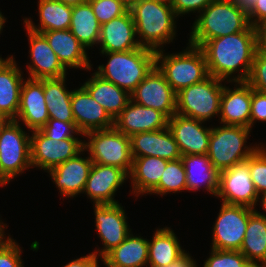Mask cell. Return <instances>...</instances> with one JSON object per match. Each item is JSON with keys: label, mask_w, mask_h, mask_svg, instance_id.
<instances>
[{"label": "cell", "mask_w": 266, "mask_h": 267, "mask_svg": "<svg viewBox=\"0 0 266 267\" xmlns=\"http://www.w3.org/2000/svg\"><path fill=\"white\" fill-rule=\"evenodd\" d=\"M6 19L5 16L2 14V12L0 11V34L3 31V28L5 27V23H6Z\"/></svg>", "instance_id": "obj_55"}, {"label": "cell", "mask_w": 266, "mask_h": 267, "mask_svg": "<svg viewBox=\"0 0 266 267\" xmlns=\"http://www.w3.org/2000/svg\"><path fill=\"white\" fill-rule=\"evenodd\" d=\"M130 12L141 47L156 52L176 40L178 17L171 3L162 0H140Z\"/></svg>", "instance_id": "obj_2"}, {"label": "cell", "mask_w": 266, "mask_h": 267, "mask_svg": "<svg viewBox=\"0 0 266 267\" xmlns=\"http://www.w3.org/2000/svg\"><path fill=\"white\" fill-rule=\"evenodd\" d=\"M176 94L155 65L130 96L133 102L158 110L170 119L176 114Z\"/></svg>", "instance_id": "obj_14"}, {"label": "cell", "mask_w": 266, "mask_h": 267, "mask_svg": "<svg viewBox=\"0 0 266 267\" xmlns=\"http://www.w3.org/2000/svg\"><path fill=\"white\" fill-rule=\"evenodd\" d=\"M83 147L93 163L117 166L130 173L133 157L130 137L115 127L105 130H94L83 135Z\"/></svg>", "instance_id": "obj_9"}, {"label": "cell", "mask_w": 266, "mask_h": 267, "mask_svg": "<svg viewBox=\"0 0 266 267\" xmlns=\"http://www.w3.org/2000/svg\"><path fill=\"white\" fill-rule=\"evenodd\" d=\"M210 76L230 83L246 82L255 52L259 48V28L205 41L201 46Z\"/></svg>", "instance_id": "obj_1"}, {"label": "cell", "mask_w": 266, "mask_h": 267, "mask_svg": "<svg viewBox=\"0 0 266 267\" xmlns=\"http://www.w3.org/2000/svg\"><path fill=\"white\" fill-rule=\"evenodd\" d=\"M248 10L256 0H232Z\"/></svg>", "instance_id": "obj_50"}, {"label": "cell", "mask_w": 266, "mask_h": 267, "mask_svg": "<svg viewBox=\"0 0 266 267\" xmlns=\"http://www.w3.org/2000/svg\"><path fill=\"white\" fill-rule=\"evenodd\" d=\"M188 192H197L203 187L208 194L217 196L219 172L213 167L207 154L182 155Z\"/></svg>", "instance_id": "obj_27"}, {"label": "cell", "mask_w": 266, "mask_h": 267, "mask_svg": "<svg viewBox=\"0 0 266 267\" xmlns=\"http://www.w3.org/2000/svg\"><path fill=\"white\" fill-rule=\"evenodd\" d=\"M239 251L254 267H266V218L256 210L249 216Z\"/></svg>", "instance_id": "obj_33"}, {"label": "cell", "mask_w": 266, "mask_h": 267, "mask_svg": "<svg viewBox=\"0 0 266 267\" xmlns=\"http://www.w3.org/2000/svg\"><path fill=\"white\" fill-rule=\"evenodd\" d=\"M38 1V25L31 17H23L26 28L37 33L53 30L69 29L73 6L62 3L59 0H37Z\"/></svg>", "instance_id": "obj_31"}, {"label": "cell", "mask_w": 266, "mask_h": 267, "mask_svg": "<svg viewBox=\"0 0 266 267\" xmlns=\"http://www.w3.org/2000/svg\"><path fill=\"white\" fill-rule=\"evenodd\" d=\"M247 12L251 26L259 29L266 26V0H256Z\"/></svg>", "instance_id": "obj_45"}, {"label": "cell", "mask_w": 266, "mask_h": 267, "mask_svg": "<svg viewBox=\"0 0 266 267\" xmlns=\"http://www.w3.org/2000/svg\"><path fill=\"white\" fill-rule=\"evenodd\" d=\"M7 223H4V221L0 218V239L5 235V231L7 230Z\"/></svg>", "instance_id": "obj_54"}, {"label": "cell", "mask_w": 266, "mask_h": 267, "mask_svg": "<svg viewBox=\"0 0 266 267\" xmlns=\"http://www.w3.org/2000/svg\"><path fill=\"white\" fill-rule=\"evenodd\" d=\"M107 63L95 73L131 94L156 65V52L144 47L125 52H103Z\"/></svg>", "instance_id": "obj_4"}, {"label": "cell", "mask_w": 266, "mask_h": 267, "mask_svg": "<svg viewBox=\"0 0 266 267\" xmlns=\"http://www.w3.org/2000/svg\"><path fill=\"white\" fill-rule=\"evenodd\" d=\"M24 29L27 32L30 48L28 57L31 62H27L26 66L28 78L41 80L66 76L68 70L62 65L46 38L41 33L26 27Z\"/></svg>", "instance_id": "obj_16"}, {"label": "cell", "mask_w": 266, "mask_h": 267, "mask_svg": "<svg viewBox=\"0 0 266 267\" xmlns=\"http://www.w3.org/2000/svg\"><path fill=\"white\" fill-rule=\"evenodd\" d=\"M10 120L11 119L9 117H7L4 113L0 112V132Z\"/></svg>", "instance_id": "obj_53"}, {"label": "cell", "mask_w": 266, "mask_h": 267, "mask_svg": "<svg viewBox=\"0 0 266 267\" xmlns=\"http://www.w3.org/2000/svg\"><path fill=\"white\" fill-rule=\"evenodd\" d=\"M155 229L152 240L148 239V266L164 267L180 258L186 250L171 227Z\"/></svg>", "instance_id": "obj_32"}, {"label": "cell", "mask_w": 266, "mask_h": 267, "mask_svg": "<svg viewBox=\"0 0 266 267\" xmlns=\"http://www.w3.org/2000/svg\"><path fill=\"white\" fill-rule=\"evenodd\" d=\"M22 124L10 120L0 132V186L32 169L30 134Z\"/></svg>", "instance_id": "obj_7"}, {"label": "cell", "mask_w": 266, "mask_h": 267, "mask_svg": "<svg viewBox=\"0 0 266 267\" xmlns=\"http://www.w3.org/2000/svg\"><path fill=\"white\" fill-rule=\"evenodd\" d=\"M216 198L225 204L257 209L259 195L250 176L247 161L219 172V188Z\"/></svg>", "instance_id": "obj_13"}, {"label": "cell", "mask_w": 266, "mask_h": 267, "mask_svg": "<svg viewBox=\"0 0 266 267\" xmlns=\"http://www.w3.org/2000/svg\"><path fill=\"white\" fill-rule=\"evenodd\" d=\"M98 258L93 252H90L86 256H82L77 259H72L67 264L61 267H98L100 262H98Z\"/></svg>", "instance_id": "obj_46"}, {"label": "cell", "mask_w": 266, "mask_h": 267, "mask_svg": "<svg viewBox=\"0 0 266 267\" xmlns=\"http://www.w3.org/2000/svg\"><path fill=\"white\" fill-rule=\"evenodd\" d=\"M105 267H148V239L131 232L102 259Z\"/></svg>", "instance_id": "obj_29"}, {"label": "cell", "mask_w": 266, "mask_h": 267, "mask_svg": "<svg viewBox=\"0 0 266 267\" xmlns=\"http://www.w3.org/2000/svg\"><path fill=\"white\" fill-rule=\"evenodd\" d=\"M169 160L159 157H136L133 158L129 173L130 188L134 197L149 195L159 184Z\"/></svg>", "instance_id": "obj_28"}, {"label": "cell", "mask_w": 266, "mask_h": 267, "mask_svg": "<svg viewBox=\"0 0 266 267\" xmlns=\"http://www.w3.org/2000/svg\"><path fill=\"white\" fill-rule=\"evenodd\" d=\"M100 24L125 14L128 9L119 0H88Z\"/></svg>", "instance_id": "obj_41"}, {"label": "cell", "mask_w": 266, "mask_h": 267, "mask_svg": "<svg viewBox=\"0 0 266 267\" xmlns=\"http://www.w3.org/2000/svg\"><path fill=\"white\" fill-rule=\"evenodd\" d=\"M51 49L58 56L62 65L68 70L82 69L93 71V64L88 57V50L76 39L69 29L53 30L41 33Z\"/></svg>", "instance_id": "obj_25"}, {"label": "cell", "mask_w": 266, "mask_h": 267, "mask_svg": "<svg viewBox=\"0 0 266 267\" xmlns=\"http://www.w3.org/2000/svg\"><path fill=\"white\" fill-rule=\"evenodd\" d=\"M124 208L122 203L93 205L95 229L103 246L101 249H95L93 253L100 257V260L132 232Z\"/></svg>", "instance_id": "obj_11"}, {"label": "cell", "mask_w": 266, "mask_h": 267, "mask_svg": "<svg viewBox=\"0 0 266 267\" xmlns=\"http://www.w3.org/2000/svg\"><path fill=\"white\" fill-rule=\"evenodd\" d=\"M225 81L209 76L204 81L181 89L176 94V113L209 122L219 118Z\"/></svg>", "instance_id": "obj_8"}, {"label": "cell", "mask_w": 266, "mask_h": 267, "mask_svg": "<svg viewBox=\"0 0 266 267\" xmlns=\"http://www.w3.org/2000/svg\"><path fill=\"white\" fill-rule=\"evenodd\" d=\"M250 132V128L239 125H212L207 156L218 172L246 161L260 147L261 142L246 144Z\"/></svg>", "instance_id": "obj_6"}, {"label": "cell", "mask_w": 266, "mask_h": 267, "mask_svg": "<svg viewBox=\"0 0 266 267\" xmlns=\"http://www.w3.org/2000/svg\"><path fill=\"white\" fill-rule=\"evenodd\" d=\"M249 165L250 176L258 195L266 193V145L260 147L246 160Z\"/></svg>", "instance_id": "obj_38"}, {"label": "cell", "mask_w": 266, "mask_h": 267, "mask_svg": "<svg viewBox=\"0 0 266 267\" xmlns=\"http://www.w3.org/2000/svg\"><path fill=\"white\" fill-rule=\"evenodd\" d=\"M195 257H192L189 254V251L185 252L183 255L180 256L176 261L172 262L170 265L164 267H198Z\"/></svg>", "instance_id": "obj_47"}, {"label": "cell", "mask_w": 266, "mask_h": 267, "mask_svg": "<svg viewBox=\"0 0 266 267\" xmlns=\"http://www.w3.org/2000/svg\"><path fill=\"white\" fill-rule=\"evenodd\" d=\"M167 126L168 118L163 113L131 99L114 119V127L129 137L136 133L158 131Z\"/></svg>", "instance_id": "obj_22"}, {"label": "cell", "mask_w": 266, "mask_h": 267, "mask_svg": "<svg viewBox=\"0 0 266 267\" xmlns=\"http://www.w3.org/2000/svg\"><path fill=\"white\" fill-rule=\"evenodd\" d=\"M84 154L85 150L83 149L75 157L64 161L47 172L52 179L51 181L63 196L62 199L65 197L71 199L83 194L93 164L90 156L84 157Z\"/></svg>", "instance_id": "obj_19"}, {"label": "cell", "mask_w": 266, "mask_h": 267, "mask_svg": "<svg viewBox=\"0 0 266 267\" xmlns=\"http://www.w3.org/2000/svg\"><path fill=\"white\" fill-rule=\"evenodd\" d=\"M258 202L260 204L258 203L257 206L260 205V207H262V210H264V211L260 212V211H258V209L256 211L266 218V214H265L266 213V193L259 196Z\"/></svg>", "instance_id": "obj_49"}, {"label": "cell", "mask_w": 266, "mask_h": 267, "mask_svg": "<svg viewBox=\"0 0 266 267\" xmlns=\"http://www.w3.org/2000/svg\"><path fill=\"white\" fill-rule=\"evenodd\" d=\"M97 47H99V53L125 52L141 47L137 40L135 23L130 10L101 24Z\"/></svg>", "instance_id": "obj_21"}, {"label": "cell", "mask_w": 266, "mask_h": 267, "mask_svg": "<svg viewBox=\"0 0 266 267\" xmlns=\"http://www.w3.org/2000/svg\"><path fill=\"white\" fill-rule=\"evenodd\" d=\"M67 75L60 78L44 79V98L49 118L63 122H75L72 108V89L67 87Z\"/></svg>", "instance_id": "obj_34"}, {"label": "cell", "mask_w": 266, "mask_h": 267, "mask_svg": "<svg viewBox=\"0 0 266 267\" xmlns=\"http://www.w3.org/2000/svg\"><path fill=\"white\" fill-rule=\"evenodd\" d=\"M59 1L70 6L80 5L88 2V0H59Z\"/></svg>", "instance_id": "obj_52"}, {"label": "cell", "mask_w": 266, "mask_h": 267, "mask_svg": "<svg viewBox=\"0 0 266 267\" xmlns=\"http://www.w3.org/2000/svg\"><path fill=\"white\" fill-rule=\"evenodd\" d=\"M234 83L232 88L224 83L219 124L250 128L251 86L247 82Z\"/></svg>", "instance_id": "obj_23"}, {"label": "cell", "mask_w": 266, "mask_h": 267, "mask_svg": "<svg viewBox=\"0 0 266 267\" xmlns=\"http://www.w3.org/2000/svg\"><path fill=\"white\" fill-rule=\"evenodd\" d=\"M259 121L266 122V94L251 87L250 129Z\"/></svg>", "instance_id": "obj_44"}, {"label": "cell", "mask_w": 266, "mask_h": 267, "mask_svg": "<svg viewBox=\"0 0 266 267\" xmlns=\"http://www.w3.org/2000/svg\"><path fill=\"white\" fill-rule=\"evenodd\" d=\"M32 168L48 172L57 165L75 157L83 147L82 139H50L41 130L30 132Z\"/></svg>", "instance_id": "obj_12"}, {"label": "cell", "mask_w": 266, "mask_h": 267, "mask_svg": "<svg viewBox=\"0 0 266 267\" xmlns=\"http://www.w3.org/2000/svg\"><path fill=\"white\" fill-rule=\"evenodd\" d=\"M71 108L75 125L83 135L90 131L114 127V119L83 86L72 90Z\"/></svg>", "instance_id": "obj_20"}, {"label": "cell", "mask_w": 266, "mask_h": 267, "mask_svg": "<svg viewBox=\"0 0 266 267\" xmlns=\"http://www.w3.org/2000/svg\"><path fill=\"white\" fill-rule=\"evenodd\" d=\"M217 0H172L171 6L177 17L183 15H191L196 13L199 15L207 6Z\"/></svg>", "instance_id": "obj_43"}, {"label": "cell", "mask_w": 266, "mask_h": 267, "mask_svg": "<svg viewBox=\"0 0 266 267\" xmlns=\"http://www.w3.org/2000/svg\"><path fill=\"white\" fill-rule=\"evenodd\" d=\"M128 10H131L140 0H119Z\"/></svg>", "instance_id": "obj_51"}, {"label": "cell", "mask_w": 266, "mask_h": 267, "mask_svg": "<svg viewBox=\"0 0 266 267\" xmlns=\"http://www.w3.org/2000/svg\"><path fill=\"white\" fill-rule=\"evenodd\" d=\"M246 82L256 91L266 94V53L259 47Z\"/></svg>", "instance_id": "obj_42"}, {"label": "cell", "mask_w": 266, "mask_h": 267, "mask_svg": "<svg viewBox=\"0 0 266 267\" xmlns=\"http://www.w3.org/2000/svg\"><path fill=\"white\" fill-rule=\"evenodd\" d=\"M202 267H254L240 251L209 249Z\"/></svg>", "instance_id": "obj_37"}, {"label": "cell", "mask_w": 266, "mask_h": 267, "mask_svg": "<svg viewBox=\"0 0 266 267\" xmlns=\"http://www.w3.org/2000/svg\"><path fill=\"white\" fill-rule=\"evenodd\" d=\"M243 205L221 203L219 213L213 222L212 249L239 251L244 240L249 216L255 211Z\"/></svg>", "instance_id": "obj_10"}, {"label": "cell", "mask_w": 266, "mask_h": 267, "mask_svg": "<svg viewBox=\"0 0 266 267\" xmlns=\"http://www.w3.org/2000/svg\"><path fill=\"white\" fill-rule=\"evenodd\" d=\"M14 57L15 55H7L4 59L0 55V112L11 120L17 117L23 75H26Z\"/></svg>", "instance_id": "obj_26"}, {"label": "cell", "mask_w": 266, "mask_h": 267, "mask_svg": "<svg viewBox=\"0 0 266 267\" xmlns=\"http://www.w3.org/2000/svg\"><path fill=\"white\" fill-rule=\"evenodd\" d=\"M50 139L65 140V139H80L83 134L80 133L75 125V122H63L58 119L49 118L47 123L40 129ZM78 134L81 136L76 135Z\"/></svg>", "instance_id": "obj_40"}, {"label": "cell", "mask_w": 266, "mask_h": 267, "mask_svg": "<svg viewBox=\"0 0 266 267\" xmlns=\"http://www.w3.org/2000/svg\"><path fill=\"white\" fill-rule=\"evenodd\" d=\"M6 234L0 239V267H24L19 243Z\"/></svg>", "instance_id": "obj_39"}, {"label": "cell", "mask_w": 266, "mask_h": 267, "mask_svg": "<svg viewBox=\"0 0 266 267\" xmlns=\"http://www.w3.org/2000/svg\"><path fill=\"white\" fill-rule=\"evenodd\" d=\"M174 114L168 119V128L179 146L182 155L207 154L212 124Z\"/></svg>", "instance_id": "obj_17"}, {"label": "cell", "mask_w": 266, "mask_h": 267, "mask_svg": "<svg viewBox=\"0 0 266 267\" xmlns=\"http://www.w3.org/2000/svg\"><path fill=\"white\" fill-rule=\"evenodd\" d=\"M129 180V174L117 167L93 163L86 180L83 194L93 205L116 204V192Z\"/></svg>", "instance_id": "obj_15"}, {"label": "cell", "mask_w": 266, "mask_h": 267, "mask_svg": "<svg viewBox=\"0 0 266 267\" xmlns=\"http://www.w3.org/2000/svg\"><path fill=\"white\" fill-rule=\"evenodd\" d=\"M79 85H82L113 119L121 113L131 99L126 90L104 80L95 72L83 84Z\"/></svg>", "instance_id": "obj_30"}, {"label": "cell", "mask_w": 266, "mask_h": 267, "mask_svg": "<svg viewBox=\"0 0 266 267\" xmlns=\"http://www.w3.org/2000/svg\"><path fill=\"white\" fill-rule=\"evenodd\" d=\"M49 114L44 98V79L25 78L22 83L18 114L15 119L29 131L40 130Z\"/></svg>", "instance_id": "obj_18"}, {"label": "cell", "mask_w": 266, "mask_h": 267, "mask_svg": "<svg viewBox=\"0 0 266 267\" xmlns=\"http://www.w3.org/2000/svg\"><path fill=\"white\" fill-rule=\"evenodd\" d=\"M131 154L136 157H159L177 160L182 157L179 146L168 127L158 131L133 134L130 137Z\"/></svg>", "instance_id": "obj_24"}, {"label": "cell", "mask_w": 266, "mask_h": 267, "mask_svg": "<svg viewBox=\"0 0 266 267\" xmlns=\"http://www.w3.org/2000/svg\"><path fill=\"white\" fill-rule=\"evenodd\" d=\"M187 45L186 49L176 53L156 51V66L176 93L210 76L201 48Z\"/></svg>", "instance_id": "obj_5"}, {"label": "cell", "mask_w": 266, "mask_h": 267, "mask_svg": "<svg viewBox=\"0 0 266 267\" xmlns=\"http://www.w3.org/2000/svg\"><path fill=\"white\" fill-rule=\"evenodd\" d=\"M259 47L266 53V26L259 29Z\"/></svg>", "instance_id": "obj_48"}, {"label": "cell", "mask_w": 266, "mask_h": 267, "mask_svg": "<svg viewBox=\"0 0 266 267\" xmlns=\"http://www.w3.org/2000/svg\"><path fill=\"white\" fill-rule=\"evenodd\" d=\"M187 191L186 173L184 164L180 159L170 160L162 173L158 186L150 193L153 195L165 196L167 194H179Z\"/></svg>", "instance_id": "obj_36"}, {"label": "cell", "mask_w": 266, "mask_h": 267, "mask_svg": "<svg viewBox=\"0 0 266 267\" xmlns=\"http://www.w3.org/2000/svg\"><path fill=\"white\" fill-rule=\"evenodd\" d=\"M101 24L89 2L73 6L69 30L89 50L98 46Z\"/></svg>", "instance_id": "obj_35"}, {"label": "cell", "mask_w": 266, "mask_h": 267, "mask_svg": "<svg viewBox=\"0 0 266 267\" xmlns=\"http://www.w3.org/2000/svg\"><path fill=\"white\" fill-rule=\"evenodd\" d=\"M162 1H166V2H169V3H171V2H172V0H162Z\"/></svg>", "instance_id": "obj_56"}, {"label": "cell", "mask_w": 266, "mask_h": 267, "mask_svg": "<svg viewBox=\"0 0 266 267\" xmlns=\"http://www.w3.org/2000/svg\"><path fill=\"white\" fill-rule=\"evenodd\" d=\"M196 17L188 43L198 47L210 39L242 32L251 26L247 10L232 0H217Z\"/></svg>", "instance_id": "obj_3"}]
</instances>
